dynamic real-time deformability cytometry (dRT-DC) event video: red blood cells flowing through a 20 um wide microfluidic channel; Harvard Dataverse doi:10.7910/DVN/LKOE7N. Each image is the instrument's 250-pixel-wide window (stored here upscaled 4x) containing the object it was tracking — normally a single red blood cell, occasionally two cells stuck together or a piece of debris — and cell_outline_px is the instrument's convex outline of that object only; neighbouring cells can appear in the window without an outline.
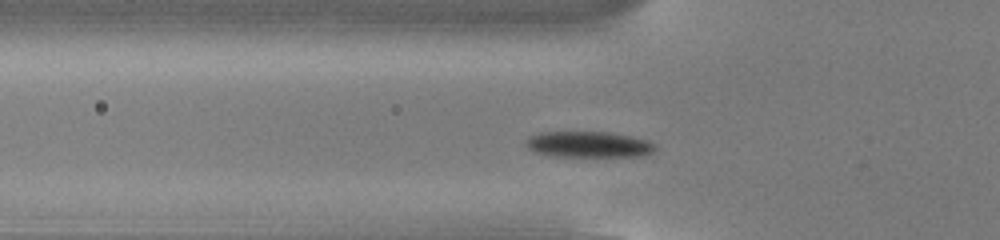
{"species": "common noctule bat (a hibernating species)", "species_latin": "Nyctalus noctula", "temperature_condition": "cold", "stored_images_in_passage": 45, "camera_frame_rate_fps": 3000, "um_per_image_px": 0.085, "animal": {"sex": "male", "body_mass_g": 13.0, "forearm_length_mm": 53.1}, "frame": {"image": 1, "passage_image": 9, "time_ms": 2.667, "image_size_px": [1000, 240], "cell_outline_px": [[656, 148], [652, 152], [644, 156], [552, 156], [536, 152], [528, 148], [524, 144], [524, 140], [528, 136], [540, 132], [608, 132], [632, 136], [648, 140], [656, 144]], "centroid_in_image_um": [50.02, 12.27], "position_along_channel_um": 75.8, "area_um2": 19.77}}
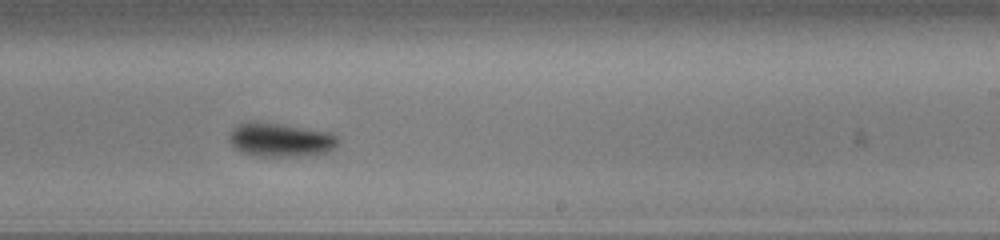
{"frame": {"image": 2, "passage_image": 24, "time_ms": 7.667, "image_size_px": [1000, 240], "cell_outline_px": [[340, 140], [336, 148], [328, 152], [316, 156], [260, 156], [240, 152], [228, 140], [228, 132], [236, 124], [248, 120], [284, 124], [332, 132], [340, 136]], "centroid_in_image_um": [23.88, 11.87], "position_along_channel_um": 265.1, "area_um2": 22.37}}
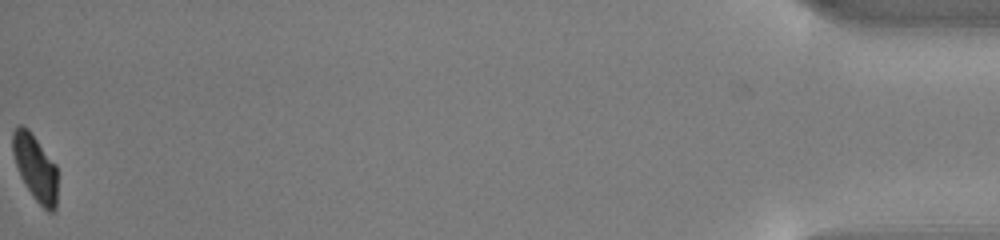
{"frame": {"image": 3, "passage_image": 45, "time_ms": 14.667, "image_size_px": [1000, 240], "cell_outline_px": [[56, 208], [52, 212], [48, 212], [32, 196], [20, 176], [12, 152], [12, 132], [20, 124], [24, 124], [28, 128], [56, 164]], "centroid_in_image_um": [2.98, 14.22], "position_along_channel_um": 432.2, "area_um2": 17.22}, "authors_computed_cell_mechanics": {"area_um2": 19.9988, "velocity_mm_per_s": 3.7898, "shape_relaxation_time_tau1_ms": 1.82, "shape_relaxation_time_tau2_ms": null, "deformation_change_tau1": 0.138, "deformation_change_tau2": null}}